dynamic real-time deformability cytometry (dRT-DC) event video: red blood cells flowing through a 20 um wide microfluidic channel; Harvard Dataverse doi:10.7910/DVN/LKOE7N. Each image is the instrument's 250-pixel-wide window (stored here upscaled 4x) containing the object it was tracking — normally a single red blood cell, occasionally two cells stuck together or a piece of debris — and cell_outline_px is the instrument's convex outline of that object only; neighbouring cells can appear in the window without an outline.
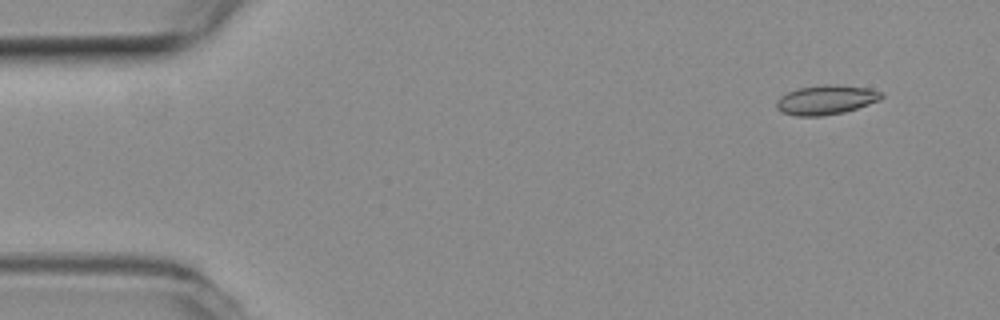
{"species": "common noctule bat (a hibernating species)", "species_latin": "Nyctalus noctula", "temperature_condition": "room temperature", "stored_images_in_passage": 15, "camera_frame_rate_fps": 3000, "um_per_image_px": 0.085, "animal": {"sex": "female", "body_mass_g": 19.3, "forearm_length_mm": 54.1}, "frame": {"image": 1, "passage_image": 2, "time_ms": 0.333, "image_size_px": [1000, 320], "cell_outline_px": [[884, 96], [880, 100], [844, 112], [820, 116], [796, 116], [784, 112], [776, 108], [776, 100], [780, 96], [796, 88], [824, 84], [836, 84], [868, 88], [884, 92]], "centroid_in_image_um": [70.22, 8.47], "position_along_channel_um": 14.8, "area_um2": 18.09}}
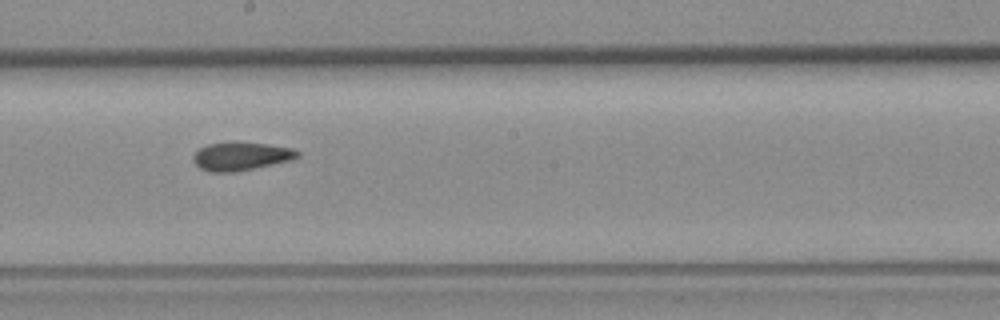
{"frame": {"image": 2, "passage_image": 9, "time_ms": 2.667, "image_size_px": [1000, 320], "cell_outline_px": [[300, 156], [292, 160], [236, 172], [208, 172], [200, 168], [192, 160], [192, 156], [200, 148], [208, 144], [236, 140], [268, 144], [292, 148], [300, 152]], "centroid_in_image_um": [20.48, 13.26], "position_along_channel_um": 227.7, "area_um2": 17.63}}
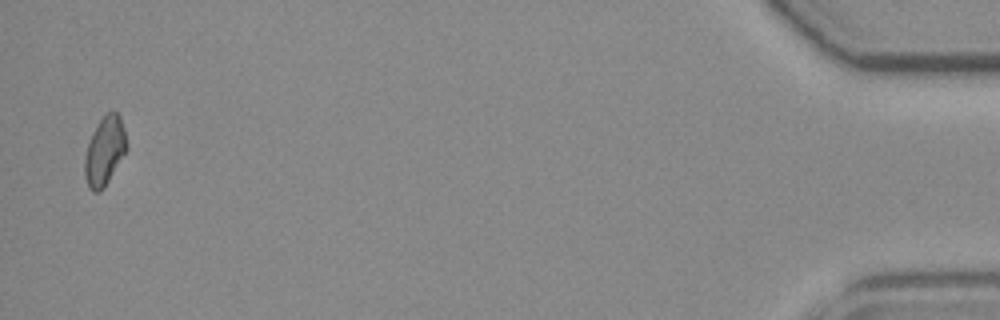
{"frame": {"image": 3, "passage_image": 15, "time_ms": 4.667, "image_size_px": [1000, 320], "cell_outline_px": [[128, 148], [104, 188], [100, 192], [92, 192], [88, 188], [84, 176], [84, 156], [92, 132], [96, 124], [108, 112], [116, 112], [120, 116], [124, 128], [128, 144]], "centroid_in_image_um": [8.89, 12.86], "position_along_channel_um": 426.3, "area_um2": 16.99}}